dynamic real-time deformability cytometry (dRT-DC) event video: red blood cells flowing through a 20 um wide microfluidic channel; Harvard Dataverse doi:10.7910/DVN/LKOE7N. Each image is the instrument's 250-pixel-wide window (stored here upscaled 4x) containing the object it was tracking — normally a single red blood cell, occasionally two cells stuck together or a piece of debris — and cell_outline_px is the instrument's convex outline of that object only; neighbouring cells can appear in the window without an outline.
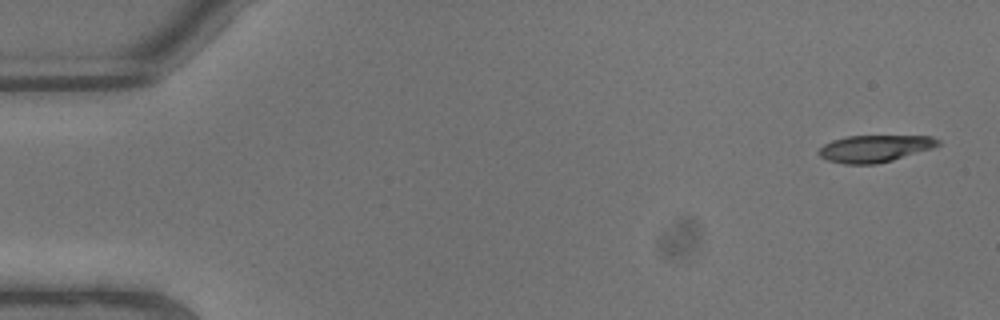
{"species": "common noctule bat (a hibernating species)", "species_latin": "Nyctalus noctula", "temperature_condition": "warm", "stored_images_in_passage": 9, "camera_frame_rate_fps": 3000, "um_per_image_px": 0.085, "animal": {"sex": "male", "body_mass_g": 13.3}, "frame": {"image": 1, "passage_image": 1, "time_ms": 0.0, "image_size_px": [1000, 320], "cell_outline_px": [[940, 144], [932, 148], [892, 160], [876, 164], [844, 164], [828, 160], [820, 156], [816, 152], [824, 144], [832, 140], [848, 136], [932, 136], [940, 140]], "centroid_in_image_um": [74.33, 12.62], "position_along_channel_um": 10.7, "area_um2": 18.67}}
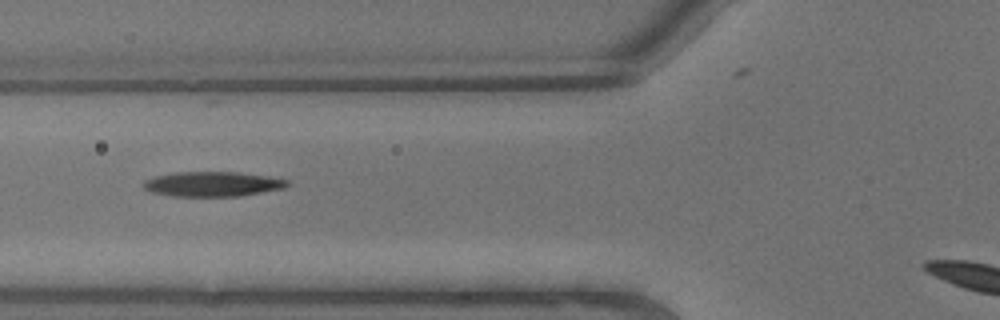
{"frame": {"image": 2, "passage_image": 8, "time_ms": 2.333, "image_size_px": [1000, 320], "cell_outline_px": [[288, 184], [284, 188], [240, 196], [172, 196], [152, 192], [144, 188], [144, 180], [156, 176], [176, 172], [240, 172], [268, 176], [288, 180]], "centroid_in_image_um": [18.07, 15.64], "position_along_channel_um": 107.7, "area_um2": 20.69}}
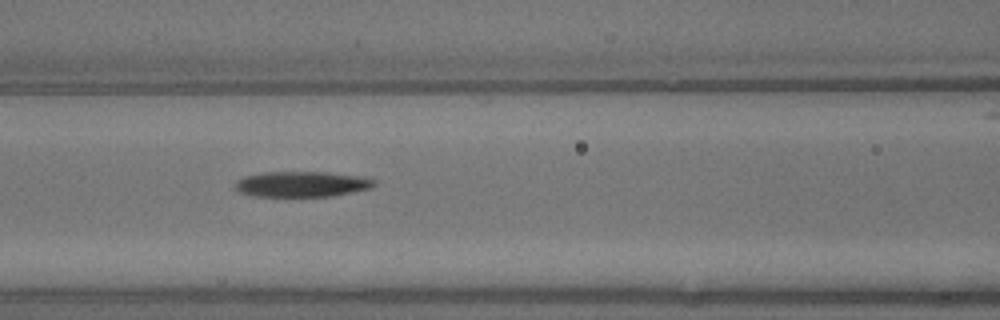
{"frame": {"image": 3, "passage_image": 9, "time_ms": 2.667, "image_size_px": [1000, 320], "cell_outline_px": [[376, 184], [372, 188], [332, 196], [256, 196], [240, 192], [236, 188], [236, 180], [244, 176], [264, 172], [328, 172], [356, 176], [376, 180]], "centroid_in_image_um": [25.66, 15.65], "position_along_channel_um": 140.9, "area_um2": 20.52}}